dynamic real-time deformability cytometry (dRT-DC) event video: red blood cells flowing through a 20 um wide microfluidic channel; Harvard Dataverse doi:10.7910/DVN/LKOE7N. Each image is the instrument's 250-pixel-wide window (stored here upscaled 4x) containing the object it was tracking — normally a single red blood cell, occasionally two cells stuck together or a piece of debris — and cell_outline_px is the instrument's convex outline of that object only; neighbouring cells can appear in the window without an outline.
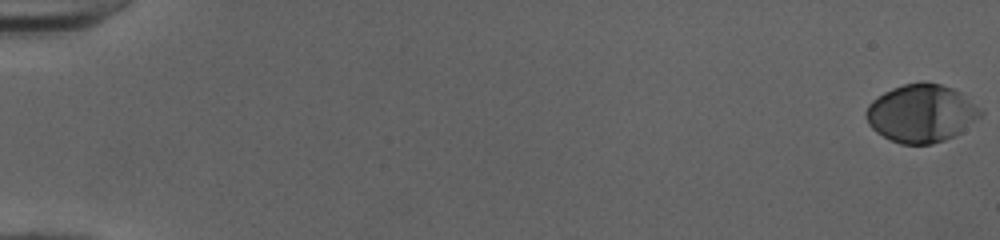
{"species": "human", "species_latin": "Homo sapiens", "temperature_condition": "cold", "stored_images_in_passage": 53, "camera_frame_rate_fps": 3000, "um_per_image_px": 0.085, "donor": {"sex": "female"}, "frame": {"image": 1, "passage_image": 1, "time_ms": 0.0, "image_size_px": [1000, 240], "cell_outline_px": [[984, 112], [980, 116], [960, 132], [944, 140], [932, 144], [900, 144], [876, 132], [868, 124], [864, 112], [868, 104], [872, 100], [884, 92], [892, 88], [904, 84], [920, 80], [924, 80], [940, 84], [952, 88], [960, 92]], "centroid_in_image_um": [78.27, 9.61], "position_along_channel_um": 6.7, "area_um2": 38.61}}
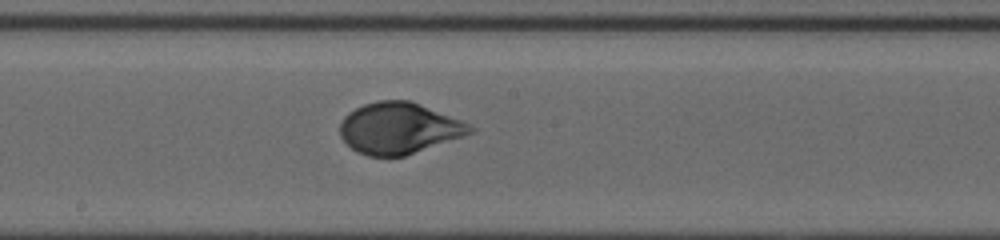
{"frame": {"image": 2, "passage_image": 31, "time_ms": 10.0, "image_size_px": [1000, 240], "cell_outline_px": [[476, 132], [404, 156], [368, 156], [356, 152], [340, 136], [340, 124], [344, 116], [348, 112], [364, 104], [376, 100], [412, 100], [460, 120], [476, 128]], "centroid_in_image_um": [33.91, 10.89], "position_along_channel_um": 214.3, "area_um2": 38.9}}
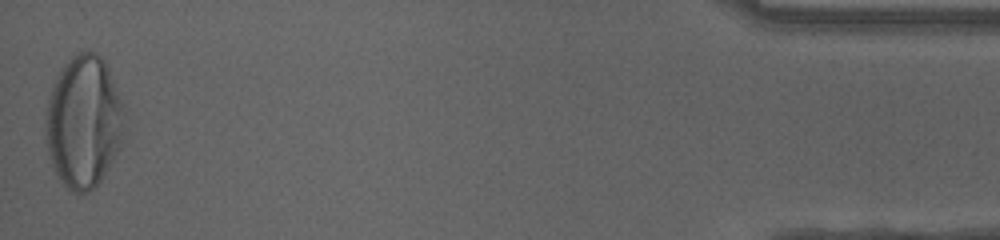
{"frame": {"image": 3, "passage_image": 53, "time_ms": 17.333, "image_size_px": [1000, 240], "cell_outline_px": [[124, 112], [120, 148], [96, 188], [88, 192], [68, 192], [60, 180], [52, 164], [44, 140], [48, 96], [52, 84], [60, 68], [76, 52], [96, 52], [104, 60], [108, 68], [124, 104]], "centroid_in_image_um": [7.09, 10.36], "position_along_channel_um": 428.1, "area_um2": 61.21}, "authors_computed_cell_mechanics": {"area_um2": 38.6104, "velocity_mm_per_s": 4.0009, "shape_relaxation_time_tau1_ms": 3.426, "shape_relaxation_time_tau2_ms": null, "deformation_change_tau1": 0.1853, "deformation_change_tau2": null}}